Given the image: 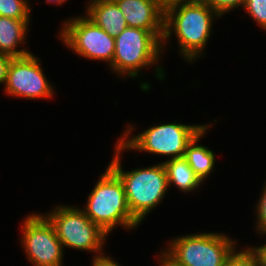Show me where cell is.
<instances>
[{
	"mask_svg": "<svg viewBox=\"0 0 266 266\" xmlns=\"http://www.w3.org/2000/svg\"><path fill=\"white\" fill-rule=\"evenodd\" d=\"M31 20H17L0 16V53L13 58L28 55L30 49L24 47ZM22 48V49H20Z\"/></svg>",
	"mask_w": 266,
	"mask_h": 266,
	"instance_id": "13",
	"label": "cell"
},
{
	"mask_svg": "<svg viewBox=\"0 0 266 266\" xmlns=\"http://www.w3.org/2000/svg\"><path fill=\"white\" fill-rule=\"evenodd\" d=\"M167 242L161 249L181 266H224L238 248L237 240L225 232L178 235Z\"/></svg>",
	"mask_w": 266,
	"mask_h": 266,
	"instance_id": "6",
	"label": "cell"
},
{
	"mask_svg": "<svg viewBox=\"0 0 266 266\" xmlns=\"http://www.w3.org/2000/svg\"><path fill=\"white\" fill-rule=\"evenodd\" d=\"M212 123L198 133L194 139L189 143L185 150L184 158L187 160L189 166L204 183L207 182L210 174L214 172L216 155L215 152L205 145L200 144L202 138L206 137V133L211 129Z\"/></svg>",
	"mask_w": 266,
	"mask_h": 266,
	"instance_id": "14",
	"label": "cell"
},
{
	"mask_svg": "<svg viewBox=\"0 0 266 266\" xmlns=\"http://www.w3.org/2000/svg\"><path fill=\"white\" fill-rule=\"evenodd\" d=\"M123 13L128 27L151 33H164V0H114Z\"/></svg>",
	"mask_w": 266,
	"mask_h": 266,
	"instance_id": "11",
	"label": "cell"
},
{
	"mask_svg": "<svg viewBox=\"0 0 266 266\" xmlns=\"http://www.w3.org/2000/svg\"><path fill=\"white\" fill-rule=\"evenodd\" d=\"M210 8H212L220 17L233 10L240 8L243 9L245 0H202Z\"/></svg>",
	"mask_w": 266,
	"mask_h": 266,
	"instance_id": "20",
	"label": "cell"
},
{
	"mask_svg": "<svg viewBox=\"0 0 266 266\" xmlns=\"http://www.w3.org/2000/svg\"><path fill=\"white\" fill-rule=\"evenodd\" d=\"M30 0H0V16L17 20H32Z\"/></svg>",
	"mask_w": 266,
	"mask_h": 266,
	"instance_id": "16",
	"label": "cell"
},
{
	"mask_svg": "<svg viewBox=\"0 0 266 266\" xmlns=\"http://www.w3.org/2000/svg\"><path fill=\"white\" fill-rule=\"evenodd\" d=\"M114 155L108 166L122 180L131 214L140 222L160 205L168 194L169 186L165 166L159 162L129 170L121 164L126 149L116 140Z\"/></svg>",
	"mask_w": 266,
	"mask_h": 266,
	"instance_id": "2",
	"label": "cell"
},
{
	"mask_svg": "<svg viewBox=\"0 0 266 266\" xmlns=\"http://www.w3.org/2000/svg\"><path fill=\"white\" fill-rule=\"evenodd\" d=\"M254 248L258 251L261 260H262V266H266V243L260 246L253 245Z\"/></svg>",
	"mask_w": 266,
	"mask_h": 266,
	"instance_id": "24",
	"label": "cell"
},
{
	"mask_svg": "<svg viewBox=\"0 0 266 266\" xmlns=\"http://www.w3.org/2000/svg\"><path fill=\"white\" fill-rule=\"evenodd\" d=\"M155 258V260H158L156 262L158 266H181L171 259L161 248L158 256L155 255Z\"/></svg>",
	"mask_w": 266,
	"mask_h": 266,
	"instance_id": "23",
	"label": "cell"
},
{
	"mask_svg": "<svg viewBox=\"0 0 266 266\" xmlns=\"http://www.w3.org/2000/svg\"><path fill=\"white\" fill-rule=\"evenodd\" d=\"M65 2H68V0H45V3H50L57 6H62Z\"/></svg>",
	"mask_w": 266,
	"mask_h": 266,
	"instance_id": "25",
	"label": "cell"
},
{
	"mask_svg": "<svg viewBox=\"0 0 266 266\" xmlns=\"http://www.w3.org/2000/svg\"><path fill=\"white\" fill-rule=\"evenodd\" d=\"M174 120L173 122L153 123L137 135L133 132L136 126L132 122L122 131L117 141L127 151L149 153L151 155L167 157V160L181 158L194 137L200 133L206 124H184Z\"/></svg>",
	"mask_w": 266,
	"mask_h": 266,
	"instance_id": "5",
	"label": "cell"
},
{
	"mask_svg": "<svg viewBox=\"0 0 266 266\" xmlns=\"http://www.w3.org/2000/svg\"><path fill=\"white\" fill-rule=\"evenodd\" d=\"M224 266H262V260L253 245L235 249Z\"/></svg>",
	"mask_w": 266,
	"mask_h": 266,
	"instance_id": "17",
	"label": "cell"
},
{
	"mask_svg": "<svg viewBox=\"0 0 266 266\" xmlns=\"http://www.w3.org/2000/svg\"><path fill=\"white\" fill-rule=\"evenodd\" d=\"M85 15L110 36H118L126 27V19L114 0H88Z\"/></svg>",
	"mask_w": 266,
	"mask_h": 266,
	"instance_id": "12",
	"label": "cell"
},
{
	"mask_svg": "<svg viewBox=\"0 0 266 266\" xmlns=\"http://www.w3.org/2000/svg\"><path fill=\"white\" fill-rule=\"evenodd\" d=\"M20 246L32 266H50L64 262L65 250L57 238L55 229L41 212L24 217L19 227Z\"/></svg>",
	"mask_w": 266,
	"mask_h": 266,
	"instance_id": "9",
	"label": "cell"
},
{
	"mask_svg": "<svg viewBox=\"0 0 266 266\" xmlns=\"http://www.w3.org/2000/svg\"><path fill=\"white\" fill-rule=\"evenodd\" d=\"M266 181V180H265ZM261 194H259V199L255 203V217L254 220V230H256V234L260 236L266 235V182L263 183V187H261Z\"/></svg>",
	"mask_w": 266,
	"mask_h": 266,
	"instance_id": "19",
	"label": "cell"
},
{
	"mask_svg": "<svg viewBox=\"0 0 266 266\" xmlns=\"http://www.w3.org/2000/svg\"><path fill=\"white\" fill-rule=\"evenodd\" d=\"M43 215L53 225L64 250L91 252L93 257L104 253L109 235L92 222L80 206L57 204Z\"/></svg>",
	"mask_w": 266,
	"mask_h": 266,
	"instance_id": "7",
	"label": "cell"
},
{
	"mask_svg": "<svg viewBox=\"0 0 266 266\" xmlns=\"http://www.w3.org/2000/svg\"><path fill=\"white\" fill-rule=\"evenodd\" d=\"M40 58L32 51L28 55L13 58L3 87L4 94L26 100L54 98L56 87L45 75Z\"/></svg>",
	"mask_w": 266,
	"mask_h": 266,
	"instance_id": "10",
	"label": "cell"
},
{
	"mask_svg": "<svg viewBox=\"0 0 266 266\" xmlns=\"http://www.w3.org/2000/svg\"><path fill=\"white\" fill-rule=\"evenodd\" d=\"M58 39L77 57L102 61L111 66L115 53V37L97 26L85 14L62 21Z\"/></svg>",
	"mask_w": 266,
	"mask_h": 266,
	"instance_id": "8",
	"label": "cell"
},
{
	"mask_svg": "<svg viewBox=\"0 0 266 266\" xmlns=\"http://www.w3.org/2000/svg\"><path fill=\"white\" fill-rule=\"evenodd\" d=\"M99 177L81 209L108 235L117 227L135 231L141 223L131 214L122 180L108 165Z\"/></svg>",
	"mask_w": 266,
	"mask_h": 266,
	"instance_id": "4",
	"label": "cell"
},
{
	"mask_svg": "<svg viewBox=\"0 0 266 266\" xmlns=\"http://www.w3.org/2000/svg\"><path fill=\"white\" fill-rule=\"evenodd\" d=\"M13 57L0 53V85L4 86L8 74V68Z\"/></svg>",
	"mask_w": 266,
	"mask_h": 266,
	"instance_id": "22",
	"label": "cell"
},
{
	"mask_svg": "<svg viewBox=\"0 0 266 266\" xmlns=\"http://www.w3.org/2000/svg\"><path fill=\"white\" fill-rule=\"evenodd\" d=\"M50 266H64V262L60 263V264H57V265H50Z\"/></svg>",
	"mask_w": 266,
	"mask_h": 266,
	"instance_id": "26",
	"label": "cell"
},
{
	"mask_svg": "<svg viewBox=\"0 0 266 266\" xmlns=\"http://www.w3.org/2000/svg\"><path fill=\"white\" fill-rule=\"evenodd\" d=\"M163 37L164 33H151L140 28L126 27L115 37V53L112 64L107 69L118 78L126 80L138 79L143 69L154 67L153 73L157 81H164L166 72L160 64L161 58H164Z\"/></svg>",
	"mask_w": 266,
	"mask_h": 266,
	"instance_id": "3",
	"label": "cell"
},
{
	"mask_svg": "<svg viewBox=\"0 0 266 266\" xmlns=\"http://www.w3.org/2000/svg\"><path fill=\"white\" fill-rule=\"evenodd\" d=\"M221 17L202 0H168L165 2L163 54L173 37L178 54L188 65L205 57L215 20ZM174 35V36H173ZM167 48V49H166ZM205 51V52H204Z\"/></svg>",
	"mask_w": 266,
	"mask_h": 266,
	"instance_id": "1",
	"label": "cell"
},
{
	"mask_svg": "<svg viewBox=\"0 0 266 266\" xmlns=\"http://www.w3.org/2000/svg\"><path fill=\"white\" fill-rule=\"evenodd\" d=\"M168 179L169 191L171 186L176 187L178 191L187 194L200 189L203 183L196 173L189 166L184 157L162 161Z\"/></svg>",
	"mask_w": 266,
	"mask_h": 266,
	"instance_id": "15",
	"label": "cell"
},
{
	"mask_svg": "<svg viewBox=\"0 0 266 266\" xmlns=\"http://www.w3.org/2000/svg\"><path fill=\"white\" fill-rule=\"evenodd\" d=\"M104 252L100 255L94 256L91 259V266H122L112 256L106 255Z\"/></svg>",
	"mask_w": 266,
	"mask_h": 266,
	"instance_id": "21",
	"label": "cell"
},
{
	"mask_svg": "<svg viewBox=\"0 0 266 266\" xmlns=\"http://www.w3.org/2000/svg\"><path fill=\"white\" fill-rule=\"evenodd\" d=\"M243 9L254 23L266 31V0H245Z\"/></svg>",
	"mask_w": 266,
	"mask_h": 266,
	"instance_id": "18",
	"label": "cell"
}]
</instances>
